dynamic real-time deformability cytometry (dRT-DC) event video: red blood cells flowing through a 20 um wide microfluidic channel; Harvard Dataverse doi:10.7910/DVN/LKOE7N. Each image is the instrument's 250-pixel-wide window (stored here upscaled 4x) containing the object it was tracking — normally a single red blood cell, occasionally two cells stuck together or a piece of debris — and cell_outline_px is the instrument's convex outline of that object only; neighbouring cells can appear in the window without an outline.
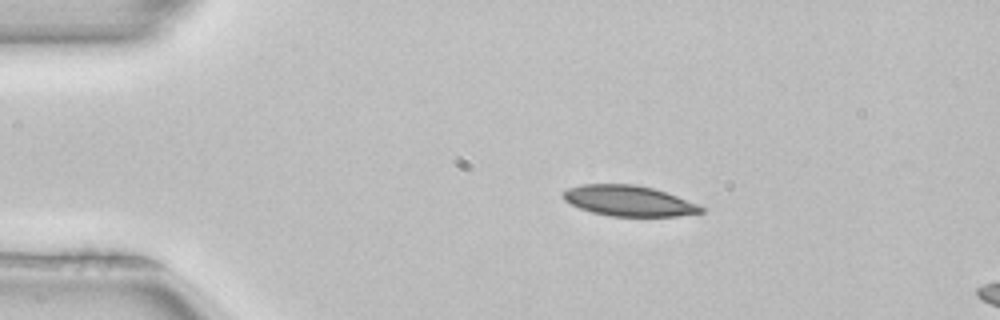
{"species": "common noctule bat (a hibernating species)", "species_latin": "Nyctalus noctula", "temperature_condition": "room temperature", "stored_images_in_passage": 4, "segment_of_instrument_passage": [1, 2], "camera_frame_rate_fps": 3000, "um_per_image_px": 0.085, "animal": {"sex": "female", "body_mass_g": 22.7, "forearm_length_mm": 54.2}, "frame": {"image": 1, "passage_image": 2, "time_ms": 0.333, "image_size_px": [1000, 320], "cell_outline_px": [[708, 208], [704, 212], [676, 216], [612, 216], [592, 212], [580, 208], [564, 200], [564, 192], [568, 188], [580, 184], [632, 184], [652, 188], [676, 196]], "centroid_in_image_um": [53.47, 17.07], "position_along_channel_um": 31.5, "area_um2": 24.33}}